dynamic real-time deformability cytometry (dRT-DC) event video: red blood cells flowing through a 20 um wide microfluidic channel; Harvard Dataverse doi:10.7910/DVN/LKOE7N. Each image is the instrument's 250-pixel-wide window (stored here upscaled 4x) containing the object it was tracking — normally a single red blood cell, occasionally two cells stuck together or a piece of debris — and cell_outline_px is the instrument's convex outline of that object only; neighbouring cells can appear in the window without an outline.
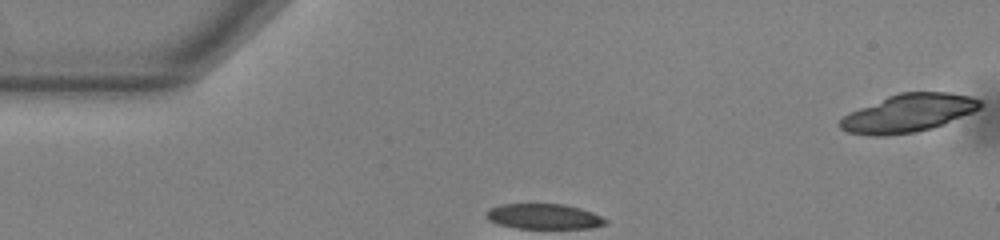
{"species": "common noctule bat (a hibernating species)", "species_latin": "Nyctalus noctula", "temperature_condition": "warm", "stored_images_in_passage": 3, "camera_frame_rate_fps": 3000, "um_per_image_px": 0.085, "animal": {"sex": "male", "body_mass_g": 13.0, "forearm_length_mm": 53.1}, "frame": {"image": 1, "passage_image": 1, "time_ms": 0.0, "image_size_px": [1000, 240], "cell_outline_px": [[980, 108], [972, 112], [932, 128], [916, 132], [884, 136], [872, 136], [848, 132], [840, 128], [840, 120], [844, 116], [860, 108], [888, 96], [900, 92], [948, 92], [972, 96], [980, 100]], "centroid_in_image_um": [77.21, 9.62], "position_along_channel_um": 7.8, "area_um2": 30.58}}